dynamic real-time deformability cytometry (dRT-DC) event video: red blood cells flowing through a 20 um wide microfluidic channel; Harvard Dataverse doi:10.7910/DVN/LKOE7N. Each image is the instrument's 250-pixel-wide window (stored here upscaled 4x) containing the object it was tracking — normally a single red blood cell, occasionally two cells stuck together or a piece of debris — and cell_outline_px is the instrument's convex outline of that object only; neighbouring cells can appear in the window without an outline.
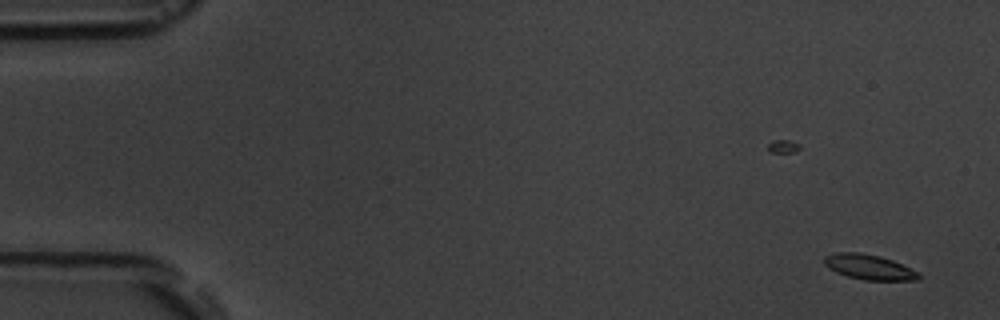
{"species": "common noctule bat (a hibernating species)", "species_latin": "Nyctalus noctula", "temperature_condition": "room temperature", "stored_images_in_passage": 3, "camera_frame_rate_fps": 3000, "um_per_image_px": 0.085, "animal": {"sex": "male", "body_mass_g": 19.5, "forearm_length_mm": 54.6}, "frame": {"image": 1, "passage_image": 3, "time_ms": 2.0, "image_size_px": [1000, 320], "cell_outline_px": [[920, 280], [864, 280], [848, 276], [836, 272], [828, 268], [824, 264], [824, 256], [836, 252], [860, 252], [880, 256], [892, 260], [920, 272]], "centroid_in_image_um": [73.87, 22.69], "position_along_channel_um": 11.1, "area_um2": 13.87}}